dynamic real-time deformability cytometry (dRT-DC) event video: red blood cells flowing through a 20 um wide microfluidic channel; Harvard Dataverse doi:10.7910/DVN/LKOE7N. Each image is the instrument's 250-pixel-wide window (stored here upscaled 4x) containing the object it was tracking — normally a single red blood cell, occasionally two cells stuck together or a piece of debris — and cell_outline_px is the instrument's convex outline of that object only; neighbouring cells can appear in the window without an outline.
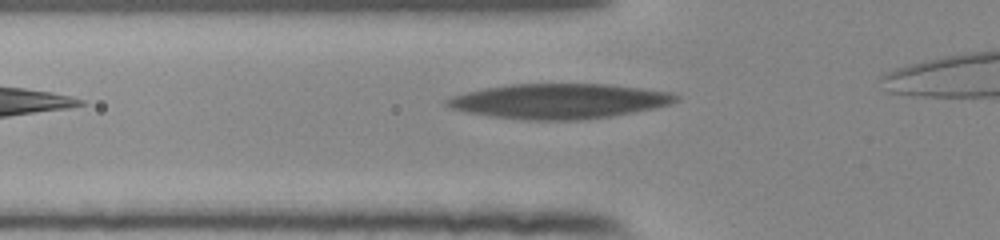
{"species": "human", "species_latin": "Homo sapiens", "temperature_condition": "room temperature", "stored_images_in_passage": 31, "camera_frame_rate_fps": 3000, "um_per_image_px": 0.085, "donor": {"sex": "female"}, "frame": {"image": 1, "passage_image": 2, "time_ms": 0.333, "image_size_px": [1000, 240], "cell_outline_px": [[680, 100], [668, 104], [652, 108], [612, 116], [580, 120], [524, 120], [492, 116], [468, 112], [452, 108], [444, 104], [444, 100], [452, 96], [484, 88], [512, 84], [608, 84], [640, 88], [668, 92], [680, 96]], "centroid_in_image_um": [47.51, 8.6], "position_along_channel_um": 78.3, "area_um2": 46.36}}
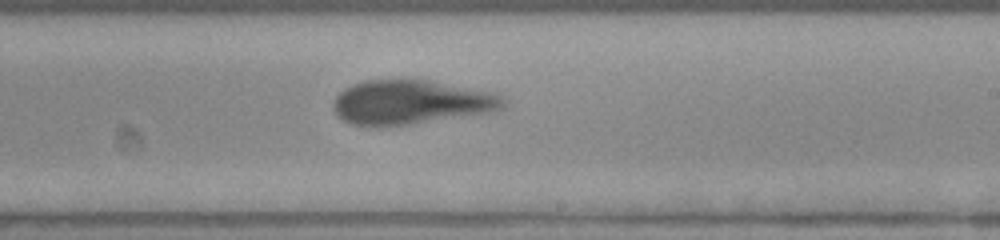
{"frame": {"image": 2, "passage_image": 16, "time_ms": 5.0, "image_size_px": [1000, 240], "cell_outline_px": [[508, 100], [500, 108], [488, 112], [412, 124], [380, 128], [368, 128], [352, 124], [340, 120], [336, 116], [332, 108], [332, 104], [336, 96], [344, 88], [352, 84], [364, 80], [428, 80], [496, 92]], "centroid_in_image_um": [34.85, 8.71], "position_along_channel_um": 254.1, "area_um2": 44.51}}
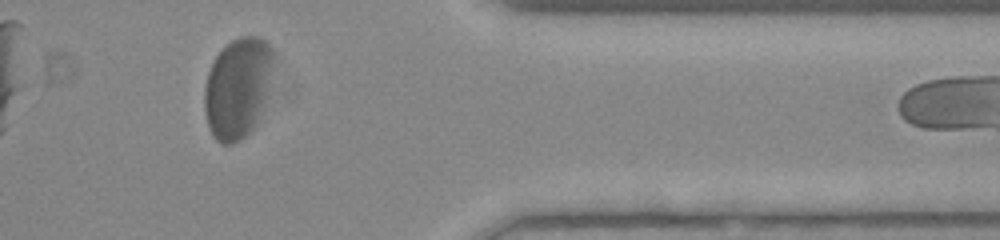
{"frame": {"image": 3, "passage_image": 28, "time_ms": 9.0, "image_size_px": [1000, 240], "cell_outline_px": [[272, 64], [268, 96], [260, 120], [256, 128], [240, 140], [232, 144], [224, 144], [216, 140], [208, 128], [204, 112], [204, 88], [208, 72], [216, 56], [232, 40], [240, 36], [256, 36], [264, 40], [272, 48]], "centroid_in_image_um": [20.21, 7.53], "position_along_channel_um": 391.2, "area_um2": 40.92}}